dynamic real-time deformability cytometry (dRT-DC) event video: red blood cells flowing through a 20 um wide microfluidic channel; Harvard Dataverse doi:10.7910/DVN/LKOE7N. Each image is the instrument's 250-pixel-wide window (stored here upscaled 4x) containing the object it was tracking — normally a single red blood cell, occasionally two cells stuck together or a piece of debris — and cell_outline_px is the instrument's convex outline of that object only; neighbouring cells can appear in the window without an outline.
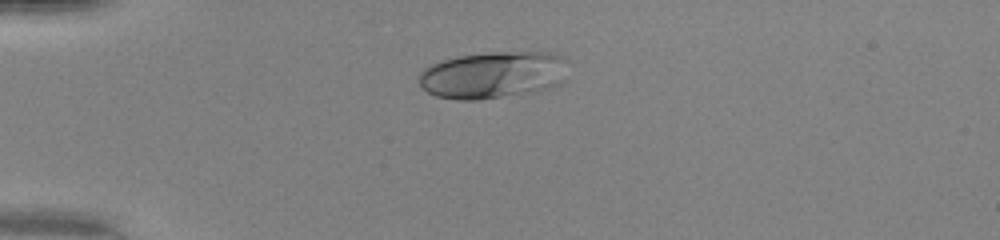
{"species": "human", "species_latin": "Homo sapiens", "temperature_condition": "warm", "stored_images_in_passage": 37, "camera_frame_rate_fps": 3000, "um_per_image_px": 0.085, "donor": {"sex": "female"}, "frame": {"image": 1, "passage_image": 1, "time_ms": 0.0, "image_size_px": [1000, 240], "cell_outline_px": [[564, 80], [560, 84], [548, 88], [532, 92], [476, 100], [456, 100], [436, 96], [428, 92], [420, 84], [416, 76], [424, 68], [432, 64], [444, 60], [460, 56], [492, 52], [548, 52], [560, 56], [564, 60]], "centroid_in_image_um": [41.86, 6.38], "position_along_channel_um": 43.1, "area_um2": 40.58}}
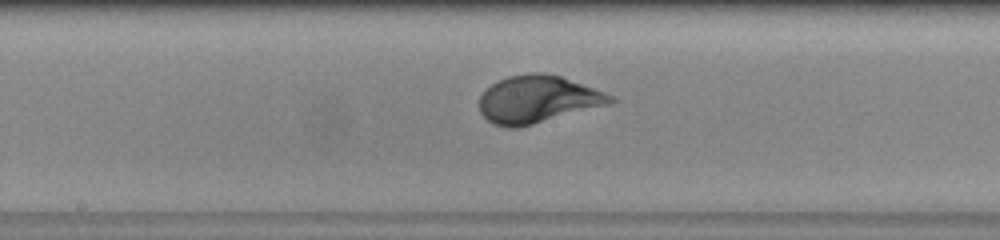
{"frame": {"image": 2, "passage_image": 15, "time_ms": 4.667, "image_size_px": [1000, 240], "cell_outline_px": [[616, 100], [612, 104], [516, 128], [508, 128], [492, 124], [480, 112], [480, 96], [492, 84], [508, 76], [532, 72], [544, 72], [560, 76], [604, 92], [612, 96]], "centroid_in_image_um": [45.7, 8.44], "position_along_channel_um": 202.5, "area_um2": 35.95}}
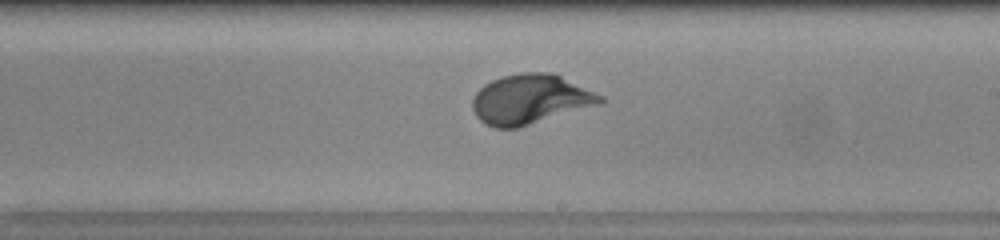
{"frame": {"image": 3, "passage_image": 18, "time_ms": 5.667, "image_size_px": [1000, 240], "cell_outline_px": [[604, 100], [600, 104], [516, 128], [496, 128], [484, 124], [476, 116], [472, 108], [472, 100], [476, 92], [484, 84], [500, 76], [520, 72], [552, 72], [604, 96]], "centroid_in_image_um": [45.04, 8.43], "position_along_channel_um": 244.0, "area_um2": 36.93}, "authors_computed_cell_mechanics": {"area_um2": 35.2002, "velocity_mm_per_s": 4.1592, "shape_relaxation_time_tau1_ms": 2.9804, "shape_relaxation_time_tau2_ms": null, "deformation_change_tau1": 0.204, "deformation_change_tau2": null}}